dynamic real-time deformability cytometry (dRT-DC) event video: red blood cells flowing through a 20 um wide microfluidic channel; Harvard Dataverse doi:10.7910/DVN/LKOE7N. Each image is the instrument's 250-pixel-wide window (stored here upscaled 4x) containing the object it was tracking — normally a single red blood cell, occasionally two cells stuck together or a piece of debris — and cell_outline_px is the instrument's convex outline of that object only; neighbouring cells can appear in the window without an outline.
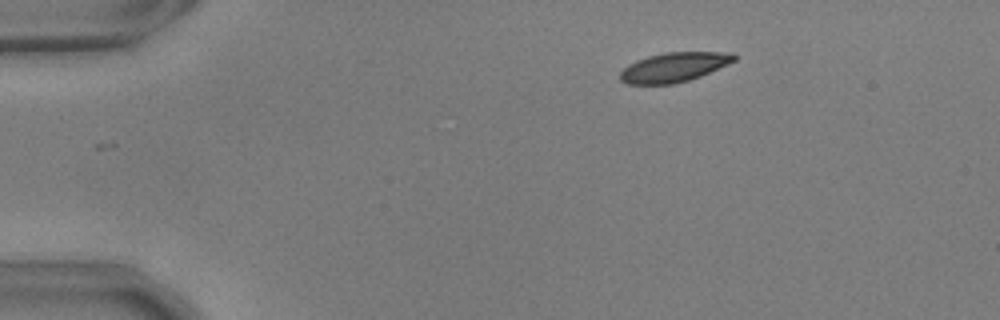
{"species": "common noctule bat (a hibernating species)", "species_latin": "Nyctalus noctula", "temperature_condition": "warm", "stored_images_in_passage": 47, "camera_frame_rate_fps": 3000, "um_per_image_px": 0.085, "animal": {"sex": "male", "body_mass_g": 17.9, "forearm_length_mm": 54.2}, "frame": {"image": 1, "passage_image": 1, "time_ms": 0.0, "image_size_px": [1000, 320], "cell_outline_px": [[736, 60], [728, 64], [700, 76], [688, 80], [672, 84], [628, 84], [620, 80], [620, 72], [628, 64], [636, 60], [648, 56], [664, 52], [732, 52], [736, 56]], "centroid_in_image_um": [57.28, 5.7], "position_along_channel_um": 27.7, "area_um2": 19.54}}
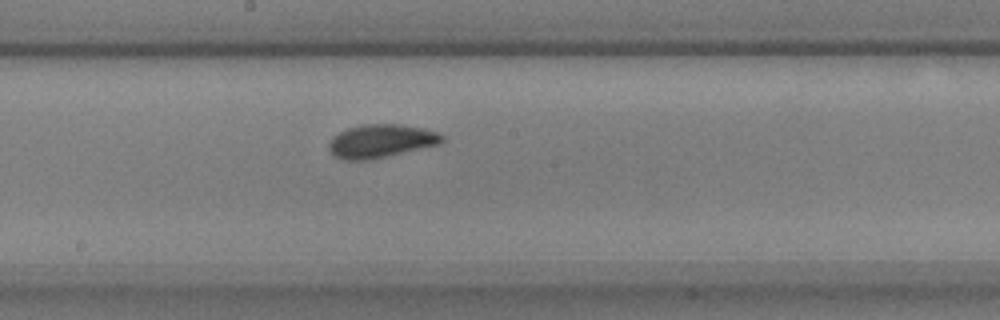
{"frame": {"image": 2, "passage_image": 22, "time_ms": 7.0, "image_size_px": [1000, 320], "cell_outline_px": [[444, 140], [440, 144], [372, 160], [340, 160], [332, 156], [328, 148], [328, 144], [332, 136], [348, 128], [364, 124], [400, 124], [424, 128], [436, 132], [444, 136]], "centroid_in_image_um": [32.35, 12.0], "position_along_channel_um": 215.9, "area_um2": 22.31}}
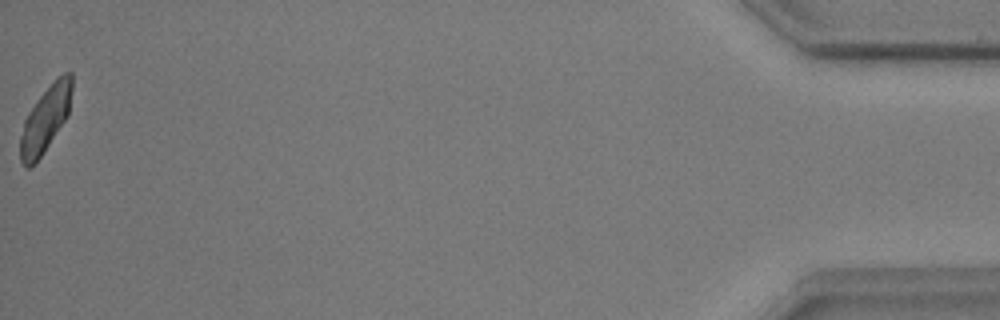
{"frame": {"image": 3, "passage_image": 47, "time_ms": 15.333, "image_size_px": [1000, 320], "cell_outline_px": [[72, 88], [68, 116], [40, 156], [28, 168], [24, 168], [20, 160], [20, 136], [24, 120], [28, 112], [40, 96], [64, 72], [72, 72]], "centroid_in_image_um": [3.85, 10.14], "position_along_channel_um": 431.4, "area_um2": 19.31}, "authors_computed_cell_mechanics": {"area_um2": 20.4612, "velocity_mm_per_s": 3.6859, "shape_relaxation_time_tau1_ms": 2.8946, "shape_relaxation_time_tau2_ms": 1.4557, "deformation_change_tau1": 0.106, "deformation_change_tau2": 0.0629}}